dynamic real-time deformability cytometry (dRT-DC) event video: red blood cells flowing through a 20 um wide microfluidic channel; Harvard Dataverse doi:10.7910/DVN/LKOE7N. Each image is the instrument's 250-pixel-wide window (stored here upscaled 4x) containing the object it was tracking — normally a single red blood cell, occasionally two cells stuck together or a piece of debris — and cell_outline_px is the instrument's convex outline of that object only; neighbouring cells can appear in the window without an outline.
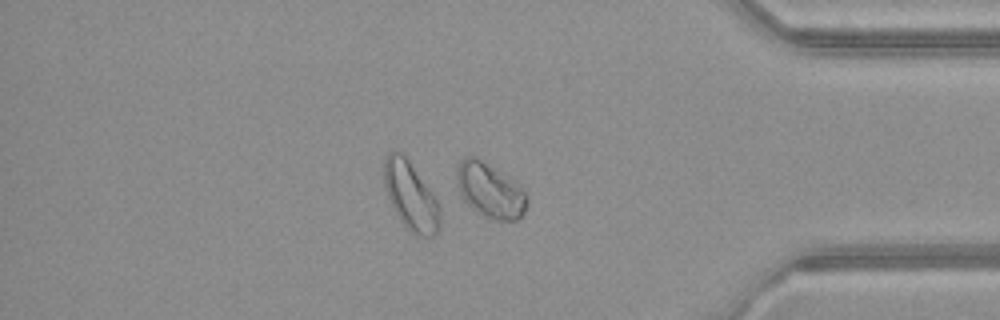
{"species": "common noctule bat (a hibernating species)", "species_latin": "Nyctalus noctula", "temperature_condition": "warm", "stored_images_in_passage": 50, "camera_frame_rate_fps": 3000, "um_per_image_px": 0.085, "animal": {"sex": "female", "body_mass_g": 21.9}, "frame": {"image": 1, "passage_image": 43, "time_ms": 14.0, "image_size_px": [1000, 320], "cell_outline_px": [[528, 204], [524, 212], [516, 220], [496, 220], [476, 212], [460, 196], [456, 184], [456, 164], [464, 156], [472, 156], [480, 160], [516, 180], [524, 192], [528, 200]], "centroid_in_image_um": [41.62, 16.17], "position_along_channel_um": 393.6, "area_um2": 22.54}}